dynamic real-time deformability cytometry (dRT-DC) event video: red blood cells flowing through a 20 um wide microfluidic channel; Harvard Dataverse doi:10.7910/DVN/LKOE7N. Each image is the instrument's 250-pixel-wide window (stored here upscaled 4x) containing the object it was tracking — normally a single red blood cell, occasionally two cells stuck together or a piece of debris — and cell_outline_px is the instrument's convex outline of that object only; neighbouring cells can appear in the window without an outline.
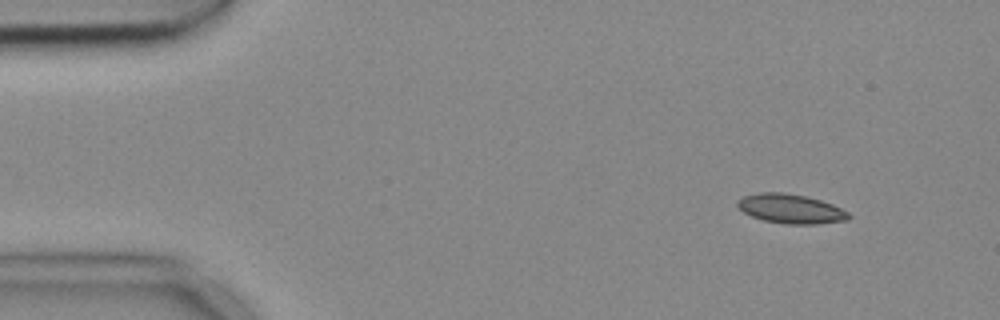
{"species": "common noctule bat (a hibernating species)", "species_latin": "Nyctalus noctula", "temperature_condition": "cold", "stored_images_in_passage": 7, "camera_frame_rate_fps": 3000, "um_per_image_px": 0.085, "animal": {"sex": "female", "body_mass_g": 18.4}, "frame": {"image": 1, "passage_image": 1, "time_ms": 0.0, "image_size_px": [1000, 320], "cell_outline_px": [[852, 216], [848, 220], [816, 224], [784, 224], [764, 220], [752, 216], [744, 212], [736, 204], [736, 200], [744, 196], [760, 192], [784, 192], [804, 196], [820, 200], [832, 204], [848, 212]], "centroid_in_image_um": [67.21, 17.75], "position_along_channel_um": 17.8, "area_um2": 18.96}}
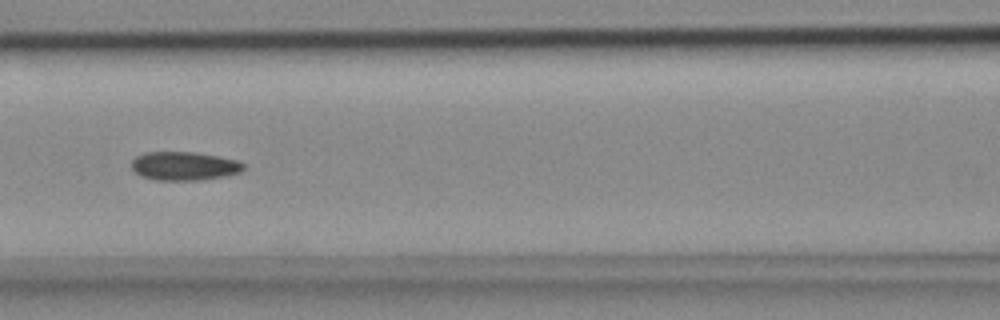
{"frame": {"image": 2, "passage_image": 6, "time_ms": 1.667, "image_size_px": [1000, 320], "cell_outline_px": [[244, 168], [240, 172], [228, 176], [200, 180], [156, 180], [140, 176], [132, 168], [132, 160], [136, 156], [144, 152], [196, 152], [236, 160], [244, 164]], "centroid_in_image_um": [15.65, 14.11], "position_along_channel_um": 151.0, "area_um2": 18.73}}
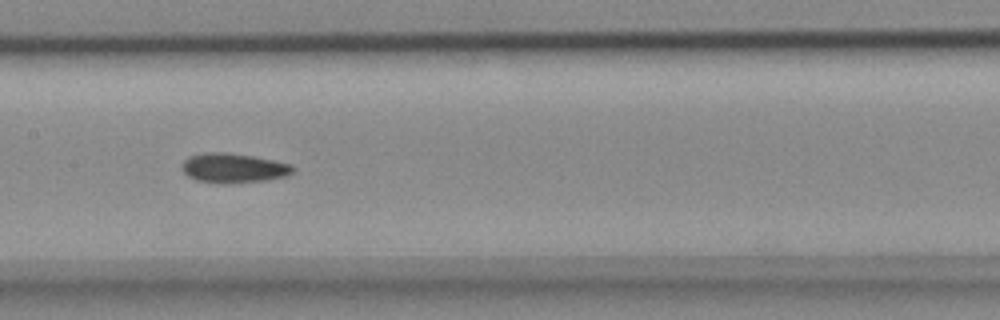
{"frame": {"image": 3, "passage_image": 7, "time_ms": 2.0, "image_size_px": [1000, 320], "cell_outline_px": [[296, 168], [288, 176], [268, 180], [228, 184], [220, 184], [196, 180], [188, 176], [184, 172], [184, 160], [192, 156], [208, 152], [224, 152], [252, 156], [292, 164]], "centroid_in_image_um": [19.91, 14.3], "position_along_channel_um": 187.5, "area_um2": 19.07}}